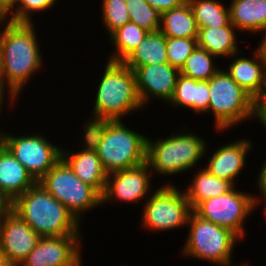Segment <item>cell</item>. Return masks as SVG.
Segmentation results:
<instances>
[{
    "mask_svg": "<svg viewBox=\"0 0 266 266\" xmlns=\"http://www.w3.org/2000/svg\"><path fill=\"white\" fill-rule=\"evenodd\" d=\"M5 22L4 30L0 31V82L5 89L9 88L13 104L43 61L34 24L0 18L2 26Z\"/></svg>",
    "mask_w": 266,
    "mask_h": 266,
    "instance_id": "1",
    "label": "cell"
},
{
    "mask_svg": "<svg viewBox=\"0 0 266 266\" xmlns=\"http://www.w3.org/2000/svg\"><path fill=\"white\" fill-rule=\"evenodd\" d=\"M84 139L96 150L107 174L146 162L147 138L124 126L121 120L85 123Z\"/></svg>",
    "mask_w": 266,
    "mask_h": 266,
    "instance_id": "2",
    "label": "cell"
},
{
    "mask_svg": "<svg viewBox=\"0 0 266 266\" xmlns=\"http://www.w3.org/2000/svg\"><path fill=\"white\" fill-rule=\"evenodd\" d=\"M12 211L41 237L80 235V222L39 183L12 202Z\"/></svg>",
    "mask_w": 266,
    "mask_h": 266,
    "instance_id": "3",
    "label": "cell"
},
{
    "mask_svg": "<svg viewBox=\"0 0 266 266\" xmlns=\"http://www.w3.org/2000/svg\"><path fill=\"white\" fill-rule=\"evenodd\" d=\"M94 102V114L86 123L122 120V117L143 106L136 89L134 71L123 62L108 61L99 81Z\"/></svg>",
    "mask_w": 266,
    "mask_h": 266,
    "instance_id": "4",
    "label": "cell"
},
{
    "mask_svg": "<svg viewBox=\"0 0 266 266\" xmlns=\"http://www.w3.org/2000/svg\"><path fill=\"white\" fill-rule=\"evenodd\" d=\"M182 131L177 135L172 133L164 139L158 138L156 141L147 138L146 163L151 172L164 177L183 173L186 170L188 172V169L197 165L205 156L207 142L191 131L187 132L188 134Z\"/></svg>",
    "mask_w": 266,
    "mask_h": 266,
    "instance_id": "5",
    "label": "cell"
},
{
    "mask_svg": "<svg viewBox=\"0 0 266 266\" xmlns=\"http://www.w3.org/2000/svg\"><path fill=\"white\" fill-rule=\"evenodd\" d=\"M189 234L184 244L185 256L199 258L220 266H231L232 252L240 238L223 228L198 216L194 211L188 219ZM247 266L241 264L239 266Z\"/></svg>",
    "mask_w": 266,
    "mask_h": 266,
    "instance_id": "6",
    "label": "cell"
},
{
    "mask_svg": "<svg viewBox=\"0 0 266 266\" xmlns=\"http://www.w3.org/2000/svg\"><path fill=\"white\" fill-rule=\"evenodd\" d=\"M208 113L214 114L215 127L226 131L248 120L253 114V97L242 89L225 71L220 69L208 80Z\"/></svg>",
    "mask_w": 266,
    "mask_h": 266,
    "instance_id": "7",
    "label": "cell"
},
{
    "mask_svg": "<svg viewBox=\"0 0 266 266\" xmlns=\"http://www.w3.org/2000/svg\"><path fill=\"white\" fill-rule=\"evenodd\" d=\"M38 183L80 222L81 214L102 205V195L81 181L61 158Z\"/></svg>",
    "mask_w": 266,
    "mask_h": 266,
    "instance_id": "8",
    "label": "cell"
},
{
    "mask_svg": "<svg viewBox=\"0 0 266 266\" xmlns=\"http://www.w3.org/2000/svg\"><path fill=\"white\" fill-rule=\"evenodd\" d=\"M149 196V199L145 200L141 216L145 229L157 233V231H171L188 225L193 209L184 191L180 192L173 183H167Z\"/></svg>",
    "mask_w": 266,
    "mask_h": 266,
    "instance_id": "9",
    "label": "cell"
},
{
    "mask_svg": "<svg viewBox=\"0 0 266 266\" xmlns=\"http://www.w3.org/2000/svg\"><path fill=\"white\" fill-rule=\"evenodd\" d=\"M259 196L238 191L233 187L225 194L202 201L193 211L201 218L245 237L243 223L260 203Z\"/></svg>",
    "mask_w": 266,
    "mask_h": 266,
    "instance_id": "10",
    "label": "cell"
},
{
    "mask_svg": "<svg viewBox=\"0 0 266 266\" xmlns=\"http://www.w3.org/2000/svg\"><path fill=\"white\" fill-rule=\"evenodd\" d=\"M36 134L15 137L0 130V141L38 182L61 159V148Z\"/></svg>",
    "mask_w": 266,
    "mask_h": 266,
    "instance_id": "11",
    "label": "cell"
},
{
    "mask_svg": "<svg viewBox=\"0 0 266 266\" xmlns=\"http://www.w3.org/2000/svg\"><path fill=\"white\" fill-rule=\"evenodd\" d=\"M80 235L42 237L20 266H81Z\"/></svg>",
    "mask_w": 266,
    "mask_h": 266,
    "instance_id": "12",
    "label": "cell"
},
{
    "mask_svg": "<svg viewBox=\"0 0 266 266\" xmlns=\"http://www.w3.org/2000/svg\"><path fill=\"white\" fill-rule=\"evenodd\" d=\"M149 174L150 167L146 162L131 169L108 174L102 204L112 200L135 203L147 198L152 181Z\"/></svg>",
    "mask_w": 266,
    "mask_h": 266,
    "instance_id": "13",
    "label": "cell"
},
{
    "mask_svg": "<svg viewBox=\"0 0 266 266\" xmlns=\"http://www.w3.org/2000/svg\"><path fill=\"white\" fill-rule=\"evenodd\" d=\"M42 237L12 210L4 214L0 227V252L20 266Z\"/></svg>",
    "mask_w": 266,
    "mask_h": 266,
    "instance_id": "14",
    "label": "cell"
},
{
    "mask_svg": "<svg viewBox=\"0 0 266 266\" xmlns=\"http://www.w3.org/2000/svg\"><path fill=\"white\" fill-rule=\"evenodd\" d=\"M128 67L135 73L136 89L142 106L149 103L148 101L152 98H159L169 103L180 74L179 69L169 63Z\"/></svg>",
    "mask_w": 266,
    "mask_h": 266,
    "instance_id": "15",
    "label": "cell"
},
{
    "mask_svg": "<svg viewBox=\"0 0 266 266\" xmlns=\"http://www.w3.org/2000/svg\"><path fill=\"white\" fill-rule=\"evenodd\" d=\"M251 147L252 144L247 139L225 144L214 151L205 169L213 176L229 181L235 186V179L244 168L245 158Z\"/></svg>",
    "mask_w": 266,
    "mask_h": 266,
    "instance_id": "16",
    "label": "cell"
},
{
    "mask_svg": "<svg viewBox=\"0 0 266 266\" xmlns=\"http://www.w3.org/2000/svg\"><path fill=\"white\" fill-rule=\"evenodd\" d=\"M84 149L74 153L61 149V158L84 183L94 187L101 195L104 192L107 173L92 145L84 139Z\"/></svg>",
    "mask_w": 266,
    "mask_h": 266,
    "instance_id": "17",
    "label": "cell"
},
{
    "mask_svg": "<svg viewBox=\"0 0 266 266\" xmlns=\"http://www.w3.org/2000/svg\"><path fill=\"white\" fill-rule=\"evenodd\" d=\"M38 182L0 141V189L13 202Z\"/></svg>",
    "mask_w": 266,
    "mask_h": 266,
    "instance_id": "18",
    "label": "cell"
},
{
    "mask_svg": "<svg viewBox=\"0 0 266 266\" xmlns=\"http://www.w3.org/2000/svg\"><path fill=\"white\" fill-rule=\"evenodd\" d=\"M232 55L233 61L229 63V76L253 98L261 95L266 79V63L263 61L259 50L253 53V58ZM236 56V57H235ZM238 56V58H237Z\"/></svg>",
    "mask_w": 266,
    "mask_h": 266,
    "instance_id": "19",
    "label": "cell"
},
{
    "mask_svg": "<svg viewBox=\"0 0 266 266\" xmlns=\"http://www.w3.org/2000/svg\"><path fill=\"white\" fill-rule=\"evenodd\" d=\"M169 104L174 107L188 108L194 113L208 114V80H196L179 74Z\"/></svg>",
    "mask_w": 266,
    "mask_h": 266,
    "instance_id": "20",
    "label": "cell"
},
{
    "mask_svg": "<svg viewBox=\"0 0 266 266\" xmlns=\"http://www.w3.org/2000/svg\"><path fill=\"white\" fill-rule=\"evenodd\" d=\"M229 13L239 31L258 33L266 28V0H233Z\"/></svg>",
    "mask_w": 266,
    "mask_h": 266,
    "instance_id": "21",
    "label": "cell"
},
{
    "mask_svg": "<svg viewBox=\"0 0 266 266\" xmlns=\"http://www.w3.org/2000/svg\"><path fill=\"white\" fill-rule=\"evenodd\" d=\"M159 30L165 37L197 39L198 26L189 2L162 12Z\"/></svg>",
    "mask_w": 266,
    "mask_h": 266,
    "instance_id": "22",
    "label": "cell"
},
{
    "mask_svg": "<svg viewBox=\"0 0 266 266\" xmlns=\"http://www.w3.org/2000/svg\"><path fill=\"white\" fill-rule=\"evenodd\" d=\"M234 30L235 26L198 28L197 46L216 57H231L239 53Z\"/></svg>",
    "mask_w": 266,
    "mask_h": 266,
    "instance_id": "23",
    "label": "cell"
},
{
    "mask_svg": "<svg viewBox=\"0 0 266 266\" xmlns=\"http://www.w3.org/2000/svg\"><path fill=\"white\" fill-rule=\"evenodd\" d=\"M233 187L229 181L213 176L203 168L194 175L193 181L184 193L194 210L202 201L225 194Z\"/></svg>",
    "mask_w": 266,
    "mask_h": 266,
    "instance_id": "24",
    "label": "cell"
},
{
    "mask_svg": "<svg viewBox=\"0 0 266 266\" xmlns=\"http://www.w3.org/2000/svg\"><path fill=\"white\" fill-rule=\"evenodd\" d=\"M123 63L126 66L168 63L166 37L160 30L148 32L143 41L131 52Z\"/></svg>",
    "mask_w": 266,
    "mask_h": 266,
    "instance_id": "25",
    "label": "cell"
},
{
    "mask_svg": "<svg viewBox=\"0 0 266 266\" xmlns=\"http://www.w3.org/2000/svg\"><path fill=\"white\" fill-rule=\"evenodd\" d=\"M147 34L146 30L131 21L117 28L109 35L115 51L109 56L108 61L123 62Z\"/></svg>",
    "mask_w": 266,
    "mask_h": 266,
    "instance_id": "26",
    "label": "cell"
},
{
    "mask_svg": "<svg viewBox=\"0 0 266 266\" xmlns=\"http://www.w3.org/2000/svg\"><path fill=\"white\" fill-rule=\"evenodd\" d=\"M198 28L234 26L230 21L229 7L217 0H187Z\"/></svg>",
    "mask_w": 266,
    "mask_h": 266,
    "instance_id": "27",
    "label": "cell"
},
{
    "mask_svg": "<svg viewBox=\"0 0 266 266\" xmlns=\"http://www.w3.org/2000/svg\"><path fill=\"white\" fill-rule=\"evenodd\" d=\"M216 56L210 54L206 49L197 46L186 59L180 74L196 80H209L220 69L215 67L213 59Z\"/></svg>",
    "mask_w": 266,
    "mask_h": 266,
    "instance_id": "28",
    "label": "cell"
},
{
    "mask_svg": "<svg viewBox=\"0 0 266 266\" xmlns=\"http://www.w3.org/2000/svg\"><path fill=\"white\" fill-rule=\"evenodd\" d=\"M130 21L147 32L159 31L161 13L146 0H125Z\"/></svg>",
    "mask_w": 266,
    "mask_h": 266,
    "instance_id": "29",
    "label": "cell"
},
{
    "mask_svg": "<svg viewBox=\"0 0 266 266\" xmlns=\"http://www.w3.org/2000/svg\"><path fill=\"white\" fill-rule=\"evenodd\" d=\"M102 13L108 35L130 21L125 0H102Z\"/></svg>",
    "mask_w": 266,
    "mask_h": 266,
    "instance_id": "30",
    "label": "cell"
},
{
    "mask_svg": "<svg viewBox=\"0 0 266 266\" xmlns=\"http://www.w3.org/2000/svg\"><path fill=\"white\" fill-rule=\"evenodd\" d=\"M196 47L197 39L195 38L166 37L168 63L180 70Z\"/></svg>",
    "mask_w": 266,
    "mask_h": 266,
    "instance_id": "31",
    "label": "cell"
},
{
    "mask_svg": "<svg viewBox=\"0 0 266 266\" xmlns=\"http://www.w3.org/2000/svg\"><path fill=\"white\" fill-rule=\"evenodd\" d=\"M57 0H20L16 8H14L4 19L12 22H32V13L43 12L53 7ZM12 14V15H11Z\"/></svg>",
    "mask_w": 266,
    "mask_h": 266,
    "instance_id": "32",
    "label": "cell"
},
{
    "mask_svg": "<svg viewBox=\"0 0 266 266\" xmlns=\"http://www.w3.org/2000/svg\"><path fill=\"white\" fill-rule=\"evenodd\" d=\"M153 8L160 13L181 6L187 0H146Z\"/></svg>",
    "mask_w": 266,
    "mask_h": 266,
    "instance_id": "33",
    "label": "cell"
},
{
    "mask_svg": "<svg viewBox=\"0 0 266 266\" xmlns=\"http://www.w3.org/2000/svg\"><path fill=\"white\" fill-rule=\"evenodd\" d=\"M252 117L259 119L266 130V99H253Z\"/></svg>",
    "mask_w": 266,
    "mask_h": 266,
    "instance_id": "34",
    "label": "cell"
},
{
    "mask_svg": "<svg viewBox=\"0 0 266 266\" xmlns=\"http://www.w3.org/2000/svg\"><path fill=\"white\" fill-rule=\"evenodd\" d=\"M20 0H0V18H5L18 4Z\"/></svg>",
    "mask_w": 266,
    "mask_h": 266,
    "instance_id": "35",
    "label": "cell"
},
{
    "mask_svg": "<svg viewBox=\"0 0 266 266\" xmlns=\"http://www.w3.org/2000/svg\"><path fill=\"white\" fill-rule=\"evenodd\" d=\"M257 184L260 191V195L263 196V200H266V159L261 167L260 173L257 175Z\"/></svg>",
    "mask_w": 266,
    "mask_h": 266,
    "instance_id": "36",
    "label": "cell"
},
{
    "mask_svg": "<svg viewBox=\"0 0 266 266\" xmlns=\"http://www.w3.org/2000/svg\"><path fill=\"white\" fill-rule=\"evenodd\" d=\"M12 210V202L0 189V214H6Z\"/></svg>",
    "mask_w": 266,
    "mask_h": 266,
    "instance_id": "37",
    "label": "cell"
},
{
    "mask_svg": "<svg viewBox=\"0 0 266 266\" xmlns=\"http://www.w3.org/2000/svg\"><path fill=\"white\" fill-rule=\"evenodd\" d=\"M263 32L265 34L263 35V39L260 41L257 49L259 50L263 61L266 63V28L262 31V33Z\"/></svg>",
    "mask_w": 266,
    "mask_h": 266,
    "instance_id": "38",
    "label": "cell"
},
{
    "mask_svg": "<svg viewBox=\"0 0 266 266\" xmlns=\"http://www.w3.org/2000/svg\"><path fill=\"white\" fill-rule=\"evenodd\" d=\"M0 266H14L2 252H0Z\"/></svg>",
    "mask_w": 266,
    "mask_h": 266,
    "instance_id": "39",
    "label": "cell"
},
{
    "mask_svg": "<svg viewBox=\"0 0 266 266\" xmlns=\"http://www.w3.org/2000/svg\"><path fill=\"white\" fill-rule=\"evenodd\" d=\"M7 89L5 90V88L2 86V83L0 82V111H1V107H2V104H4L3 102V99H4V95H6Z\"/></svg>",
    "mask_w": 266,
    "mask_h": 266,
    "instance_id": "40",
    "label": "cell"
},
{
    "mask_svg": "<svg viewBox=\"0 0 266 266\" xmlns=\"http://www.w3.org/2000/svg\"><path fill=\"white\" fill-rule=\"evenodd\" d=\"M253 99H266V79H265V85H264L261 95L256 96Z\"/></svg>",
    "mask_w": 266,
    "mask_h": 266,
    "instance_id": "41",
    "label": "cell"
},
{
    "mask_svg": "<svg viewBox=\"0 0 266 266\" xmlns=\"http://www.w3.org/2000/svg\"><path fill=\"white\" fill-rule=\"evenodd\" d=\"M4 214H0V227H1V222H2V217Z\"/></svg>",
    "mask_w": 266,
    "mask_h": 266,
    "instance_id": "42",
    "label": "cell"
},
{
    "mask_svg": "<svg viewBox=\"0 0 266 266\" xmlns=\"http://www.w3.org/2000/svg\"><path fill=\"white\" fill-rule=\"evenodd\" d=\"M264 202L266 204V200ZM264 210H265L264 213H265V219H266V205H265V209Z\"/></svg>",
    "mask_w": 266,
    "mask_h": 266,
    "instance_id": "43",
    "label": "cell"
}]
</instances>
